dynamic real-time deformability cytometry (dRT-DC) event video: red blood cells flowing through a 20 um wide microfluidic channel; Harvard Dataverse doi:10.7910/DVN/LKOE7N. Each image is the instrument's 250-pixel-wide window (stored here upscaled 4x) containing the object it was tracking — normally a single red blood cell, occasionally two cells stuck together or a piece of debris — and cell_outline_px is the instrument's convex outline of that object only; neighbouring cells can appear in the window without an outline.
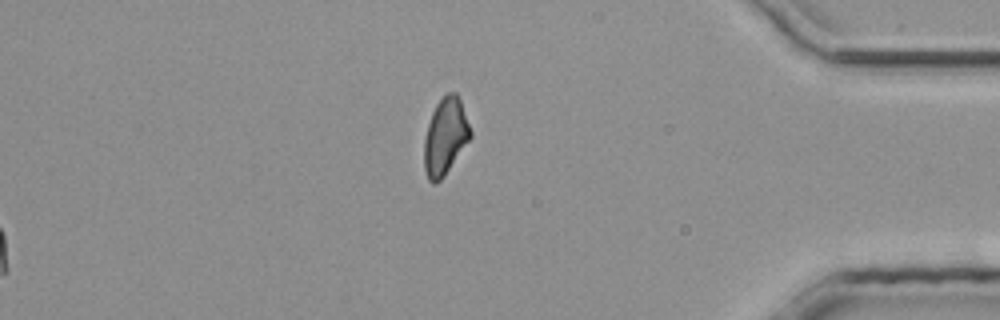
{"species": "common noctule bat (a hibernating species)", "species_latin": "Nyctalus noctula", "temperature_condition": "room temperature", "stored_images_in_passage": 30, "segment_of_instrument_passage": [2, 2], "camera_frame_rate_fps": 3000, "um_per_image_px": 0.085, "animal": {"sex": "male", "body_mass_g": 20.4}, "frame": {"image": 1, "passage_image": 30, "time_ms": 9.667, "image_size_px": [1000, 320], "cell_outline_px": [[472, 136], [444, 176], [436, 184], [432, 184], [428, 180], [424, 168], [424, 140], [428, 124], [432, 112], [436, 104], [448, 92], [456, 92], [460, 100], [472, 132]], "centroid_in_image_um": [37.84, 11.62], "position_along_channel_um": 397.4, "area_um2": 20.58}}